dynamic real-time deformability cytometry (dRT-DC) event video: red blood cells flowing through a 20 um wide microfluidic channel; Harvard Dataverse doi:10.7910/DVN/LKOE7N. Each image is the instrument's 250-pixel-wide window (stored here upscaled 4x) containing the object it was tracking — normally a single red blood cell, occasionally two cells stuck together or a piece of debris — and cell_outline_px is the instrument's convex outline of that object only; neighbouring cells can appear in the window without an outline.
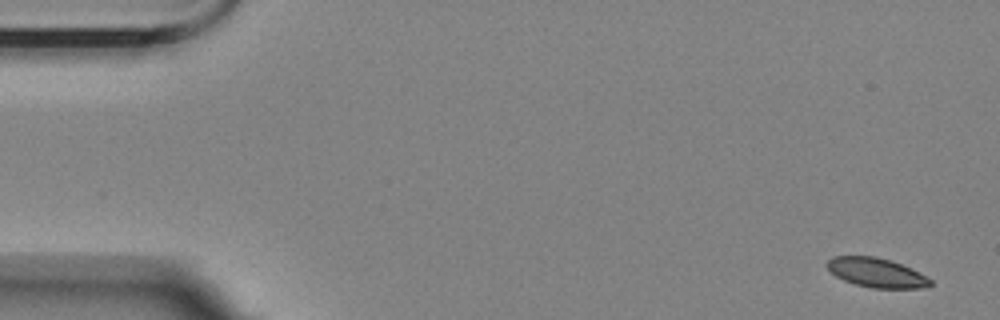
{"species": "Egyptian fruit bat (a non-hibernating species)", "species_latin": "Rousettus aegyptiacus", "temperature_condition": "room temperature", "stored_images_in_passage": 7, "camera_frame_rate_fps": 3000, "um_per_image_px": 0.085, "animal": {"sex": "female"}, "frame": {"image": 1, "passage_image": 1, "time_ms": 0.0, "image_size_px": [1000, 320], "cell_outline_px": [[932, 284], [920, 288], [872, 288], [856, 284], [844, 280], [836, 276], [824, 264], [832, 256], [876, 256], [892, 260], [932, 280]], "centroid_in_image_um": [74.44, 23.16], "position_along_channel_um": 10.6, "area_um2": 17.4}}
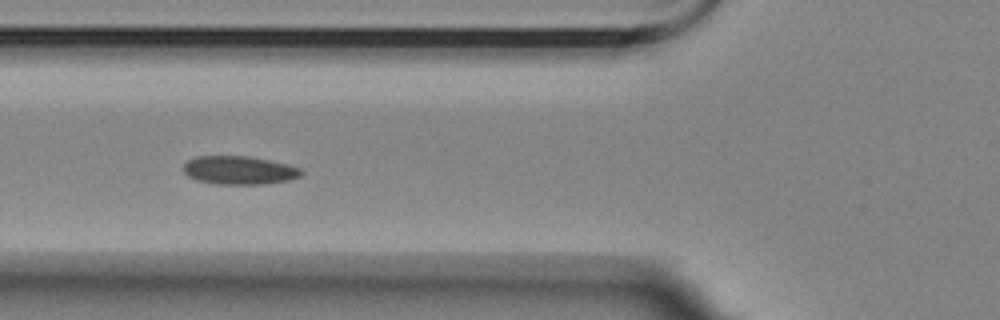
{"frame": {"image": 2, "passage_image": 6, "time_ms": 6.333, "image_size_px": [1000, 320], "cell_outline_px": [[304, 172], [300, 176], [288, 180], [264, 184], [216, 184], [196, 180], [188, 176], [184, 172], [184, 164], [188, 160], [196, 156], [248, 156], [288, 164], [300, 168]], "centroid_in_image_um": [20.33, 14.47], "position_along_channel_um": 105.5, "area_um2": 19.48}}
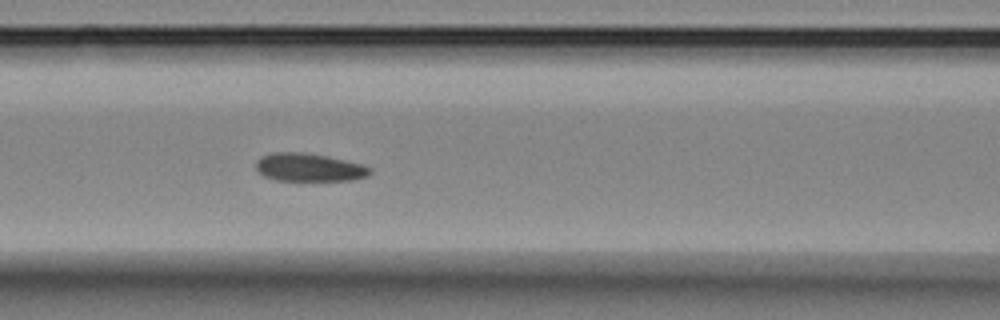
{"frame": {"image": 3, "passage_image": 7, "time_ms": 7.333, "image_size_px": [1000, 320], "cell_outline_px": [[372, 172], [368, 176], [352, 180], [276, 180], [264, 176], [256, 172], [256, 160], [260, 156], [272, 152], [304, 152], [324, 156], [360, 164], [372, 168]], "centroid_in_image_um": [26.21, 14.23], "position_along_channel_um": 140.4, "area_um2": 18.61}}